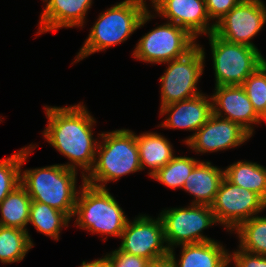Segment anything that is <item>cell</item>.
<instances>
[{
	"mask_svg": "<svg viewBox=\"0 0 266 267\" xmlns=\"http://www.w3.org/2000/svg\"><path fill=\"white\" fill-rule=\"evenodd\" d=\"M70 218L62 211L47 204L31 201L29 222L38 232L59 240L60 230L68 227Z\"/></svg>",
	"mask_w": 266,
	"mask_h": 267,
	"instance_id": "23",
	"label": "cell"
},
{
	"mask_svg": "<svg viewBox=\"0 0 266 267\" xmlns=\"http://www.w3.org/2000/svg\"><path fill=\"white\" fill-rule=\"evenodd\" d=\"M234 267H266V256L247 252L238 248L229 253V262Z\"/></svg>",
	"mask_w": 266,
	"mask_h": 267,
	"instance_id": "30",
	"label": "cell"
},
{
	"mask_svg": "<svg viewBox=\"0 0 266 267\" xmlns=\"http://www.w3.org/2000/svg\"><path fill=\"white\" fill-rule=\"evenodd\" d=\"M196 45V38L186 29L168 22L143 35L132 56L145 63L165 64L185 56Z\"/></svg>",
	"mask_w": 266,
	"mask_h": 267,
	"instance_id": "9",
	"label": "cell"
},
{
	"mask_svg": "<svg viewBox=\"0 0 266 267\" xmlns=\"http://www.w3.org/2000/svg\"><path fill=\"white\" fill-rule=\"evenodd\" d=\"M166 64L168 67L160 77V109L202 94L197 87L205 66V51L200 44L185 56L173 59Z\"/></svg>",
	"mask_w": 266,
	"mask_h": 267,
	"instance_id": "7",
	"label": "cell"
},
{
	"mask_svg": "<svg viewBox=\"0 0 266 267\" xmlns=\"http://www.w3.org/2000/svg\"><path fill=\"white\" fill-rule=\"evenodd\" d=\"M163 224L164 239L168 249L182 244L213 241L203 230L216 225L209 205L191 204L188 207L168 208L159 214Z\"/></svg>",
	"mask_w": 266,
	"mask_h": 267,
	"instance_id": "8",
	"label": "cell"
},
{
	"mask_svg": "<svg viewBox=\"0 0 266 267\" xmlns=\"http://www.w3.org/2000/svg\"><path fill=\"white\" fill-rule=\"evenodd\" d=\"M181 256L177 261L175 247L169 250L168 256L175 267H225L229 262V252L223 244L213 241L182 244Z\"/></svg>",
	"mask_w": 266,
	"mask_h": 267,
	"instance_id": "18",
	"label": "cell"
},
{
	"mask_svg": "<svg viewBox=\"0 0 266 267\" xmlns=\"http://www.w3.org/2000/svg\"><path fill=\"white\" fill-rule=\"evenodd\" d=\"M238 247L250 253L266 256V216H254L241 223L235 230Z\"/></svg>",
	"mask_w": 266,
	"mask_h": 267,
	"instance_id": "25",
	"label": "cell"
},
{
	"mask_svg": "<svg viewBox=\"0 0 266 267\" xmlns=\"http://www.w3.org/2000/svg\"><path fill=\"white\" fill-rule=\"evenodd\" d=\"M20 172V184L32 201L47 204L72 219L77 197V172L62 164L26 169Z\"/></svg>",
	"mask_w": 266,
	"mask_h": 267,
	"instance_id": "4",
	"label": "cell"
},
{
	"mask_svg": "<svg viewBox=\"0 0 266 267\" xmlns=\"http://www.w3.org/2000/svg\"><path fill=\"white\" fill-rule=\"evenodd\" d=\"M148 267H175V265L172 262L171 258L168 256L156 261H151Z\"/></svg>",
	"mask_w": 266,
	"mask_h": 267,
	"instance_id": "33",
	"label": "cell"
},
{
	"mask_svg": "<svg viewBox=\"0 0 266 267\" xmlns=\"http://www.w3.org/2000/svg\"><path fill=\"white\" fill-rule=\"evenodd\" d=\"M29 234L20 228L0 226V262L11 264L22 261L34 246Z\"/></svg>",
	"mask_w": 266,
	"mask_h": 267,
	"instance_id": "24",
	"label": "cell"
},
{
	"mask_svg": "<svg viewBox=\"0 0 266 267\" xmlns=\"http://www.w3.org/2000/svg\"><path fill=\"white\" fill-rule=\"evenodd\" d=\"M224 178V170L200 161L186 179L183 190L194 196L191 204L211 205Z\"/></svg>",
	"mask_w": 266,
	"mask_h": 267,
	"instance_id": "19",
	"label": "cell"
},
{
	"mask_svg": "<svg viewBox=\"0 0 266 267\" xmlns=\"http://www.w3.org/2000/svg\"><path fill=\"white\" fill-rule=\"evenodd\" d=\"M223 170L229 182L255 192L266 202V167L255 162L237 161Z\"/></svg>",
	"mask_w": 266,
	"mask_h": 267,
	"instance_id": "21",
	"label": "cell"
},
{
	"mask_svg": "<svg viewBox=\"0 0 266 267\" xmlns=\"http://www.w3.org/2000/svg\"><path fill=\"white\" fill-rule=\"evenodd\" d=\"M207 36L213 58L215 86L242 85L264 63L265 58L258 48L226 41L214 32Z\"/></svg>",
	"mask_w": 266,
	"mask_h": 267,
	"instance_id": "6",
	"label": "cell"
},
{
	"mask_svg": "<svg viewBox=\"0 0 266 267\" xmlns=\"http://www.w3.org/2000/svg\"><path fill=\"white\" fill-rule=\"evenodd\" d=\"M146 0H124L101 12L73 63L126 41L154 18Z\"/></svg>",
	"mask_w": 266,
	"mask_h": 267,
	"instance_id": "2",
	"label": "cell"
},
{
	"mask_svg": "<svg viewBox=\"0 0 266 267\" xmlns=\"http://www.w3.org/2000/svg\"><path fill=\"white\" fill-rule=\"evenodd\" d=\"M108 267H148L150 261L121 251L119 248L105 255Z\"/></svg>",
	"mask_w": 266,
	"mask_h": 267,
	"instance_id": "29",
	"label": "cell"
},
{
	"mask_svg": "<svg viewBox=\"0 0 266 267\" xmlns=\"http://www.w3.org/2000/svg\"><path fill=\"white\" fill-rule=\"evenodd\" d=\"M36 148L30 144L8 158L0 159V204L17 186L20 185V172L29 154Z\"/></svg>",
	"mask_w": 266,
	"mask_h": 267,
	"instance_id": "26",
	"label": "cell"
},
{
	"mask_svg": "<svg viewBox=\"0 0 266 267\" xmlns=\"http://www.w3.org/2000/svg\"><path fill=\"white\" fill-rule=\"evenodd\" d=\"M121 238L119 249L125 253L145 258L150 262L168 257L169 249L159 216L153 219L141 214L133 221L128 219Z\"/></svg>",
	"mask_w": 266,
	"mask_h": 267,
	"instance_id": "11",
	"label": "cell"
},
{
	"mask_svg": "<svg viewBox=\"0 0 266 267\" xmlns=\"http://www.w3.org/2000/svg\"><path fill=\"white\" fill-rule=\"evenodd\" d=\"M82 182L73 214L75 224L92 234L120 238L128 218L117 200L107 188Z\"/></svg>",
	"mask_w": 266,
	"mask_h": 267,
	"instance_id": "5",
	"label": "cell"
},
{
	"mask_svg": "<svg viewBox=\"0 0 266 267\" xmlns=\"http://www.w3.org/2000/svg\"><path fill=\"white\" fill-rule=\"evenodd\" d=\"M99 141L95 163L85 176V183L106 188L109 181H117L130 173L142 171L136 134L129 129L98 133Z\"/></svg>",
	"mask_w": 266,
	"mask_h": 267,
	"instance_id": "3",
	"label": "cell"
},
{
	"mask_svg": "<svg viewBox=\"0 0 266 267\" xmlns=\"http://www.w3.org/2000/svg\"><path fill=\"white\" fill-rule=\"evenodd\" d=\"M210 207L217 223L231 233L265 210L266 202L255 192L234 185L224 177Z\"/></svg>",
	"mask_w": 266,
	"mask_h": 267,
	"instance_id": "10",
	"label": "cell"
},
{
	"mask_svg": "<svg viewBox=\"0 0 266 267\" xmlns=\"http://www.w3.org/2000/svg\"><path fill=\"white\" fill-rule=\"evenodd\" d=\"M199 162V160L192 157L175 156L164 167L159 169L152 176V179L171 189H182L191 171Z\"/></svg>",
	"mask_w": 266,
	"mask_h": 267,
	"instance_id": "27",
	"label": "cell"
},
{
	"mask_svg": "<svg viewBox=\"0 0 266 267\" xmlns=\"http://www.w3.org/2000/svg\"><path fill=\"white\" fill-rule=\"evenodd\" d=\"M266 23V6L261 0H241L216 24L214 33L222 39L257 48L251 41Z\"/></svg>",
	"mask_w": 266,
	"mask_h": 267,
	"instance_id": "12",
	"label": "cell"
},
{
	"mask_svg": "<svg viewBox=\"0 0 266 267\" xmlns=\"http://www.w3.org/2000/svg\"><path fill=\"white\" fill-rule=\"evenodd\" d=\"M79 267H108V264L106 262V257L102 256V258L93 261H83Z\"/></svg>",
	"mask_w": 266,
	"mask_h": 267,
	"instance_id": "32",
	"label": "cell"
},
{
	"mask_svg": "<svg viewBox=\"0 0 266 267\" xmlns=\"http://www.w3.org/2000/svg\"><path fill=\"white\" fill-rule=\"evenodd\" d=\"M136 142L141 169L150 168L148 173L150 177L175 157L169 140L156 132L136 134Z\"/></svg>",
	"mask_w": 266,
	"mask_h": 267,
	"instance_id": "20",
	"label": "cell"
},
{
	"mask_svg": "<svg viewBox=\"0 0 266 267\" xmlns=\"http://www.w3.org/2000/svg\"><path fill=\"white\" fill-rule=\"evenodd\" d=\"M241 0H205L210 20L215 24L229 13Z\"/></svg>",
	"mask_w": 266,
	"mask_h": 267,
	"instance_id": "31",
	"label": "cell"
},
{
	"mask_svg": "<svg viewBox=\"0 0 266 267\" xmlns=\"http://www.w3.org/2000/svg\"><path fill=\"white\" fill-rule=\"evenodd\" d=\"M46 3L41 13L39 30L41 35L61 28L83 27L93 0H42Z\"/></svg>",
	"mask_w": 266,
	"mask_h": 267,
	"instance_id": "17",
	"label": "cell"
},
{
	"mask_svg": "<svg viewBox=\"0 0 266 267\" xmlns=\"http://www.w3.org/2000/svg\"><path fill=\"white\" fill-rule=\"evenodd\" d=\"M250 137L251 135L237 123L213 114L199 130L183 141L197 154L235 148Z\"/></svg>",
	"mask_w": 266,
	"mask_h": 267,
	"instance_id": "13",
	"label": "cell"
},
{
	"mask_svg": "<svg viewBox=\"0 0 266 267\" xmlns=\"http://www.w3.org/2000/svg\"><path fill=\"white\" fill-rule=\"evenodd\" d=\"M31 198L20 184L0 204V226L16 227L27 231Z\"/></svg>",
	"mask_w": 266,
	"mask_h": 267,
	"instance_id": "22",
	"label": "cell"
},
{
	"mask_svg": "<svg viewBox=\"0 0 266 267\" xmlns=\"http://www.w3.org/2000/svg\"><path fill=\"white\" fill-rule=\"evenodd\" d=\"M211 99L214 115L237 123L251 136L254 133L253 125L263 120L241 85L215 86Z\"/></svg>",
	"mask_w": 266,
	"mask_h": 267,
	"instance_id": "15",
	"label": "cell"
},
{
	"mask_svg": "<svg viewBox=\"0 0 266 267\" xmlns=\"http://www.w3.org/2000/svg\"><path fill=\"white\" fill-rule=\"evenodd\" d=\"M229 264H231L230 262H228L226 265H225V267H229Z\"/></svg>",
	"mask_w": 266,
	"mask_h": 267,
	"instance_id": "34",
	"label": "cell"
},
{
	"mask_svg": "<svg viewBox=\"0 0 266 267\" xmlns=\"http://www.w3.org/2000/svg\"><path fill=\"white\" fill-rule=\"evenodd\" d=\"M168 115L159 126L169 129L199 130L213 115L211 96L200 94L194 98L178 101L160 109V115Z\"/></svg>",
	"mask_w": 266,
	"mask_h": 267,
	"instance_id": "16",
	"label": "cell"
},
{
	"mask_svg": "<svg viewBox=\"0 0 266 267\" xmlns=\"http://www.w3.org/2000/svg\"><path fill=\"white\" fill-rule=\"evenodd\" d=\"M241 86L256 113L266 121V63L250 74Z\"/></svg>",
	"mask_w": 266,
	"mask_h": 267,
	"instance_id": "28",
	"label": "cell"
},
{
	"mask_svg": "<svg viewBox=\"0 0 266 267\" xmlns=\"http://www.w3.org/2000/svg\"><path fill=\"white\" fill-rule=\"evenodd\" d=\"M48 123L42 132L46 141L69 159L62 164L69 169L83 170L82 179L92 170L99 140L93 137L95 119L85 105L79 103L66 107L44 106ZM85 172V173H83Z\"/></svg>",
	"mask_w": 266,
	"mask_h": 267,
	"instance_id": "1",
	"label": "cell"
},
{
	"mask_svg": "<svg viewBox=\"0 0 266 267\" xmlns=\"http://www.w3.org/2000/svg\"><path fill=\"white\" fill-rule=\"evenodd\" d=\"M153 11L165 17L169 23L186 29L194 38L199 35H210L214 32L215 23L211 21L206 9L205 0H150Z\"/></svg>",
	"mask_w": 266,
	"mask_h": 267,
	"instance_id": "14",
	"label": "cell"
}]
</instances>
